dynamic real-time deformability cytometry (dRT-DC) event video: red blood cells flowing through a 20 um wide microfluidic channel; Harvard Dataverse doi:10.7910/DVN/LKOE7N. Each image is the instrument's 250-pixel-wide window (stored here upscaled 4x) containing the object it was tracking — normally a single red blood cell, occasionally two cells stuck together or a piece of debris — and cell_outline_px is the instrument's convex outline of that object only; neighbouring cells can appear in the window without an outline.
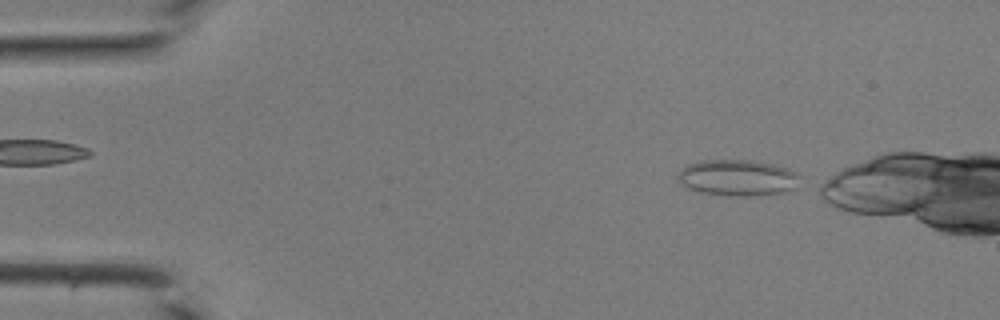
{"species": "common noctule bat (a hibernating species)", "species_latin": "Nyctalus noctula", "temperature_condition": "room temperature", "stored_images_in_passage": 34, "camera_frame_rate_fps": 3000, "um_per_image_px": 0.085, "animal": {"sex": "male", "body_mass_g": 19.0, "forearm_length_mm": 50.8}, "frame": {"image": 1, "passage_image": 1, "time_ms": 0.0, "image_size_px": [1000, 320], "cell_outline_px": [[800, 176], [796, 188], [788, 192], [748, 196], [744, 196], [700, 192], [688, 188], [680, 184], [676, 180], [676, 176], [688, 164], [700, 160], [752, 160], [776, 164], [788, 168]], "centroid_in_image_um": [62.71, 15.1], "position_along_channel_um": 22.3, "area_um2": 25.84}}
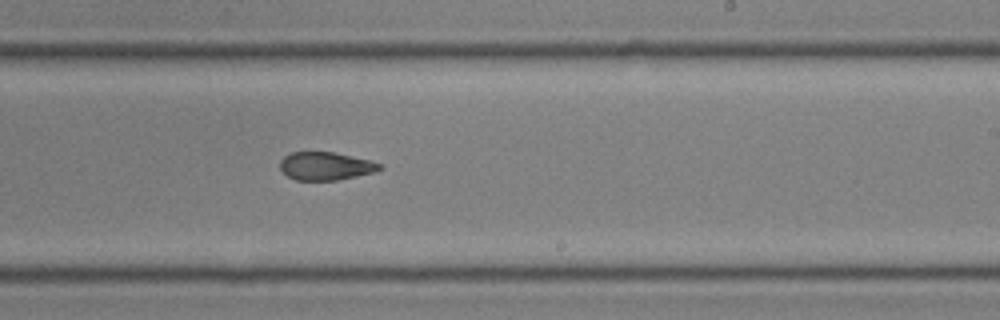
{"frame": {"image": 2, "passage_image": 21, "time_ms": 6.667, "image_size_px": [1000, 320], "cell_outline_px": [[384, 168], [372, 172], [356, 176], [336, 180], [296, 180], [288, 176], [280, 168], [280, 160], [284, 156], [292, 152], [332, 152], [368, 160], [384, 164]], "centroid_in_image_um": [27.68, 14.11], "position_along_channel_um": 261.3, "area_um2": 16.13}}
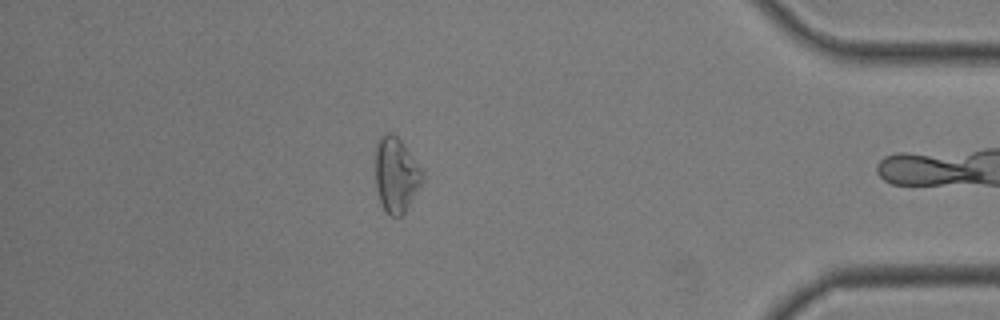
{"frame": {"image": 3, "passage_image": 32, "time_ms": 10.333, "image_size_px": [1000, 320], "cell_outline_px": [[424, 180], [404, 212], [400, 216], [392, 216], [380, 204], [376, 188], [376, 144], [380, 136], [384, 132], [392, 132], [404, 144], [424, 168]], "centroid_in_image_um": [33.69, 14.81], "position_along_channel_um": 401.5, "area_um2": 20.81}}